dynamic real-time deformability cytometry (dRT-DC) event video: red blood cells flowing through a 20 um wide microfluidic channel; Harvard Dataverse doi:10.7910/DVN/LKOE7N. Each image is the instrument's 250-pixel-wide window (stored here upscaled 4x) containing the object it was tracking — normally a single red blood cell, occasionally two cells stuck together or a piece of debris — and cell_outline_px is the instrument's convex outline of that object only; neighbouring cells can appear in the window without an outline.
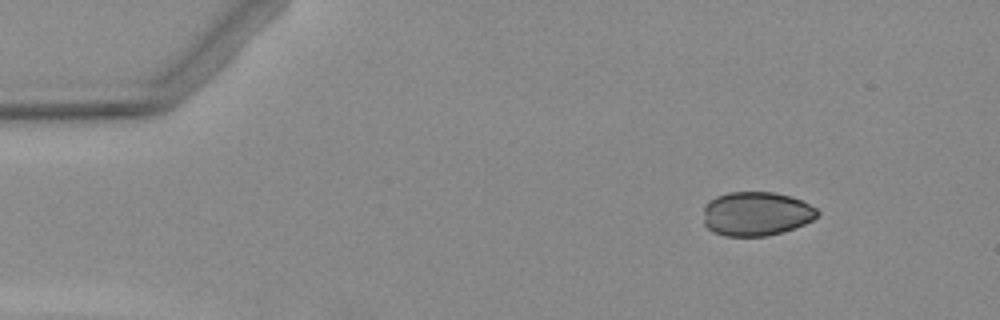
{"species": "Egyptian fruit bat (a non-hibernating species)", "species_latin": "Rousettus aegyptiacus", "temperature_condition": "warm", "stored_images_in_passage": 4, "camera_frame_rate_fps": 3000, "um_per_image_px": 0.085, "animal": {"sex": "female"}, "frame": {"image": 1, "passage_image": 2, "time_ms": 1.0, "image_size_px": [1000, 320], "cell_outline_px": [[820, 212], [812, 220], [804, 224], [768, 236], [724, 236], [712, 232], [704, 224], [704, 204], [708, 200], [716, 196], [728, 192], [772, 192], [792, 196], [816, 208]], "centroid_in_image_um": [64.23, 18.16], "position_along_channel_um": 20.8, "area_um2": 29.36}}
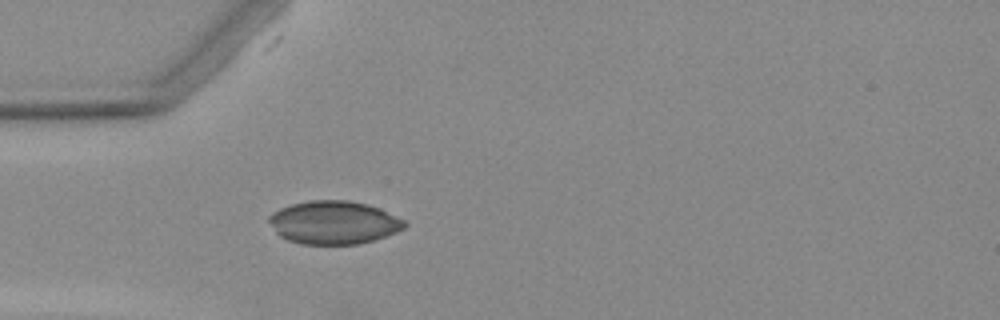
{"frame": {"image": 2, "passage_image": 4, "time_ms": 4.0, "image_size_px": [1000, 320], "cell_outline_px": [[408, 224], [404, 228], [396, 232], [372, 240], [356, 244], [300, 244], [288, 240], [280, 236], [276, 232], [268, 220], [268, 216], [272, 212], [280, 208], [292, 204], [308, 200], [348, 200], [380, 208], [404, 220]], "centroid_in_image_um": [28.35, 18.91], "position_along_channel_um": 56.7, "area_um2": 33.99}}